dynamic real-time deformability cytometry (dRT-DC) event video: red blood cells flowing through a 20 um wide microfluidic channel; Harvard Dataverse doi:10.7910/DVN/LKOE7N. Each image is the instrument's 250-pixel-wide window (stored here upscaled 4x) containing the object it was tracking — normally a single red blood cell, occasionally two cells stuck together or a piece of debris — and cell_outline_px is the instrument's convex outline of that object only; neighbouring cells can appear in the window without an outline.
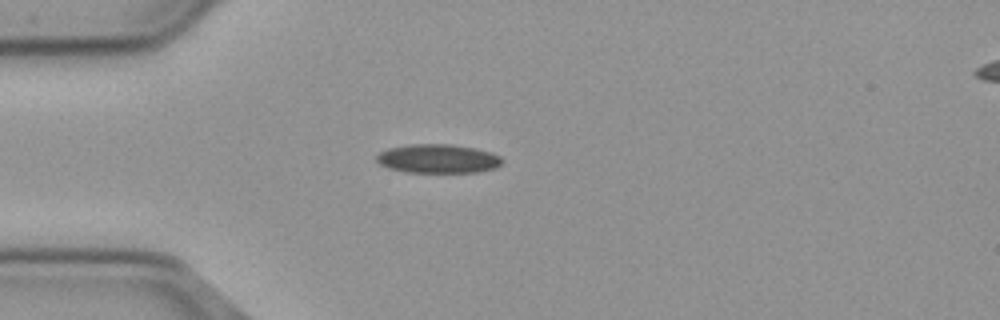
{"species": "common noctule bat (a hibernating species)", "species_latin": "Nyctalus noctula", "temperature_condition": "cold", "stored_images_in_passage": 42, "camera_frame_rate_fps": 3000, "um_per_image_px": 0.085, "animal": {"sex": "male", "body_mass_g": 23.1, "forearm_length_mm": 52.7}, "frame": {"image": 1, "passage_image": 1, "time_ms": 0.0, "image_size_px": [1000, 320], "cell_outline_px": [[504, 160], [496, 168], [476, 172], [408, 172], [388, 168], [380, 164], [376, 160], [376, 156], [380, 152], [388, 148], [412, 144], [452, 144], [476, 148], [492, 152], [500, 156]], "centroid_in_image_um": [37.25, 13.48], "position_along_channel_um": 47.7, "area_um2": 21.21}}
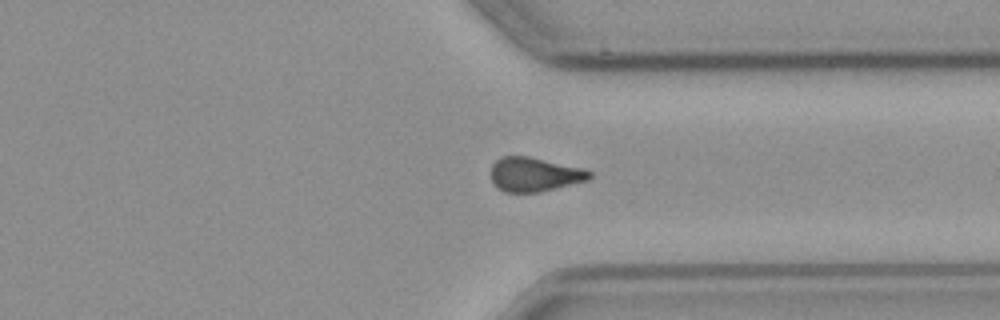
{"frame": {"image": 2, "passage_image": 28, "time_ms": 9.0, "image_size_px": [1000, 320], "cell_outline_px": [[592, 176], [588, 180], [536, 192], [504, 192], [496, 188], [492, 180], [492, 164], [500, 156], [528, 156], [584, 168], [592, 172]], "centroid_in_image_um": [45.41, 14.81], "position_along_channel_um": 366.0, "area_um2": 19.54}}
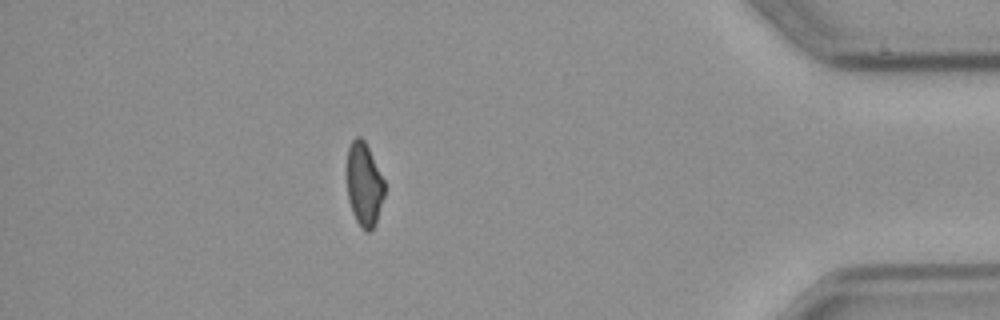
{"frame": {"image": 3, "passage_image": 35, "time_ms": 11.333, "image_size_px": [1000, 320], "cell_outline_px": [[384, 196], [376, 224], [368, 232], [364, 232], [356, 220], [352, 212], [348, 200], [348, 148], [352, 140], [356, 136], [360, 136], [364, 140], [384, 180]], "centroid_in_image_um": [30.96, 15.71], "position_along_channel_um": 404.2, "area_um2": 18.09}}